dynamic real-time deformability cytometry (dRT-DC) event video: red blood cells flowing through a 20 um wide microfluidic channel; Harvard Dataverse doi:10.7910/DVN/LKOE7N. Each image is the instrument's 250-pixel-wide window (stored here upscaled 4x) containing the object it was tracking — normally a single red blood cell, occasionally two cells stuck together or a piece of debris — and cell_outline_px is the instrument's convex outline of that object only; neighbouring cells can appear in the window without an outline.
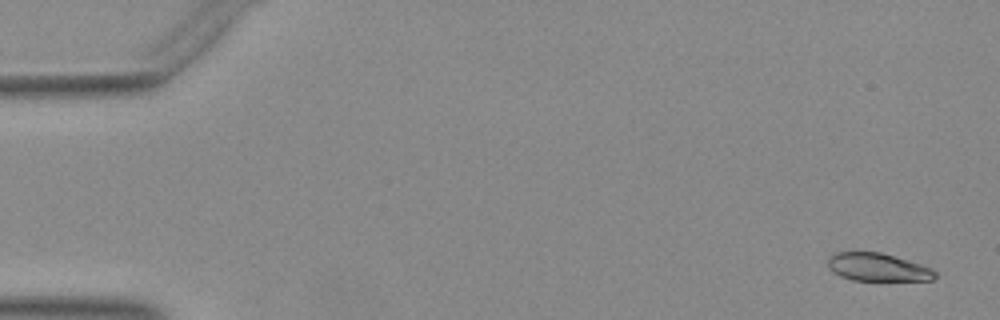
{"species": "Egyptian fruit bat (a non-hibernating species)", "species_latin": "Rousettus aegyptiacus", "temperature_condition": "warm", "stored_images_in_passage": 51, "camera_frame_rate_fps": 3000, "um_per_image_px": 0.085, "animal": {"sex": "female"}, "frame": {"image": 1, "passage_image": 2, "time_ms": 0.333, "image_size_px": [1000, 320], "cell_outline_px": [[936, 276], [932, 280], [852, 280], [840, 276], [832, 272], [828, 268], [828, 256], [836, 252], [880, 252], [920, 264], [932, 268], [936, 272]], "centroid_in_image_um": [74.56, 22.71], "position_along_channel_um": 10.4, "area_um2": 17.4}}
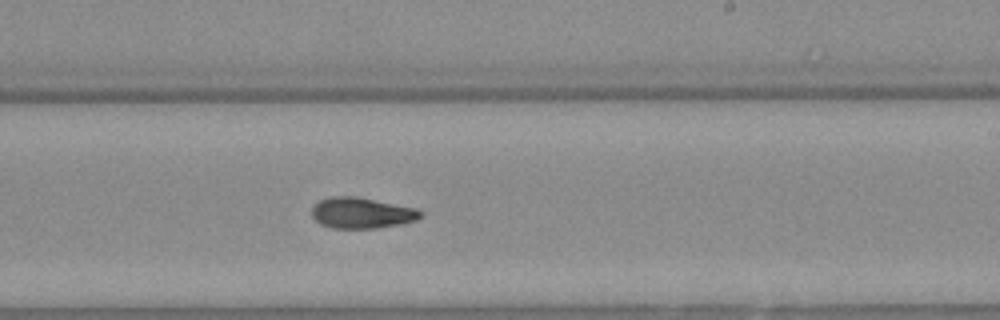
{"frame": {"image": 2, "passage_image": 31, "time_ms": 10.0, "image_size_px": [1000, 320], "cell_outline_px": [[424, 216], [416, 220], [400, 224], [376, 228], [332, 228], [320, 224], [312, 216], [312, 208], [320, 200], [332, 196], [356, 196], [416, 208], [424, 212]], "centroid_in_image_um": [30.77, 18.1], "position_along_channel_um": 258.2, "area_um2": 19.59}}
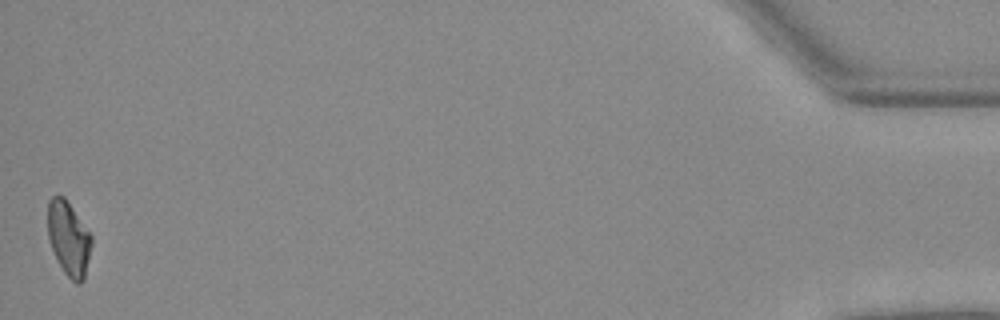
{"frame": {"image": 3, "passage_image": 51, "time_ms": 16.667, "image_size_px": [1000, 320], "cell_outline_px": [[92, 244], [84, 280], [80, 284], [76, 284], [64, 272], [56, 260], [48, 236], [48, 200], [52, 196], [64, 196], [92, 236]], "centroid_in_image_um": [5.84, 20.29], "position_along_channel_um": 429.4, "area_um2": 18.9}}